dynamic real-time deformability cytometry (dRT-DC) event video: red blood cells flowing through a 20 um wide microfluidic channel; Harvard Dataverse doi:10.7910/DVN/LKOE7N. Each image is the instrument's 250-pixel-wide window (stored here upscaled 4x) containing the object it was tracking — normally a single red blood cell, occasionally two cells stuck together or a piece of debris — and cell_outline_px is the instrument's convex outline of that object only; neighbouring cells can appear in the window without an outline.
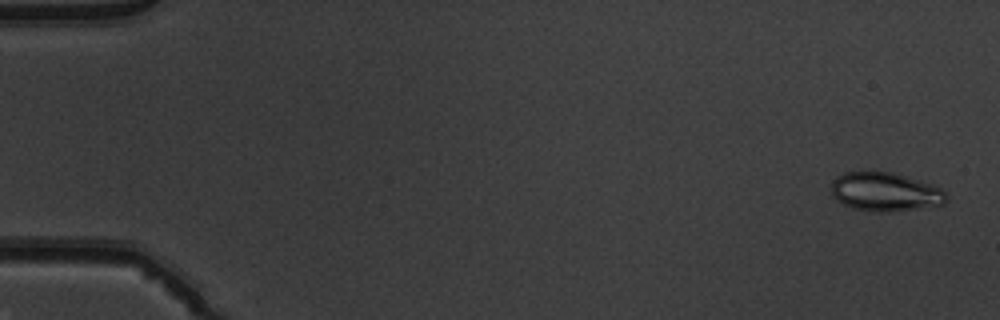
{"species": "common noctule bat (a hibernating species)", "species_latin": "Nyctalus noctula", "temperature_condition": "warm", "stored_images_in_passage": 51, "camera_frame_rate_fps": 3000, "um_per_image_px": 0.085, "animal": {"sex": "male", "body_mass_g": 19.5, "forearm_length_mm": 54.6}, "frame": {"image": 1, "passage_image": 2, "time_ms": 0.333, "image_size_px": [1000, 320], "cell_outline_px": [[948, 200], [944, 204], [892, 212], [872, 212], [852, 208], [836, 200], [832, 196], [832, 180], [836, 176], [844, 172], [892, 172], [908, 176], [932, 184], [940, 188], [948, 196]], "centroid_in_image_um": [75.24, 16.31], "position_along_channel_um": 9.8, "area_um2": 26.24}}
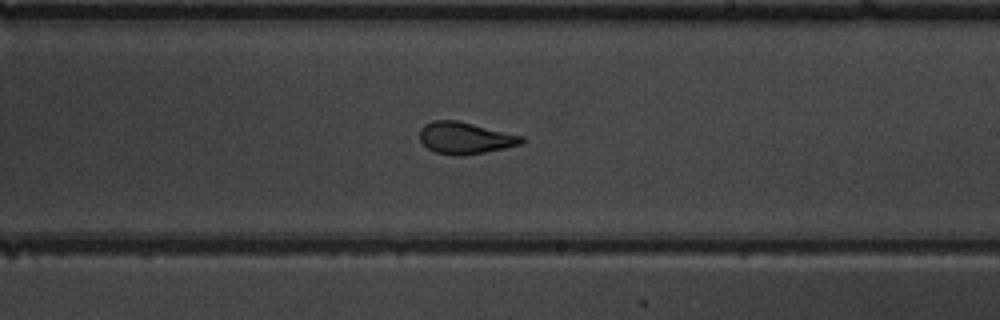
{"frame": {"image": 2, "passage_image": 31, "time_ms": 10.0, "image_size_px": [1000, 320], "cell_outline_px": [[524, 140], [520, 144], [504, 148], [484, 152], [456, 156], [436, 152], [428, 148], [420, 140], [420, 128], [424, 124], [432, 120], [456, 120], [524, 136]], "centroid_in_image_um": [39.51, 11.72], "position_along_channel_um": 249.5, "area_um2": 18.67}}
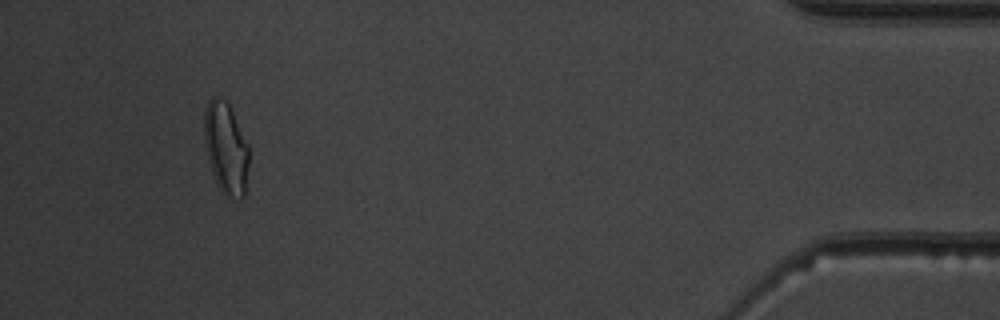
{"frame": {"image": 3, "passage_image": 48, "time_ms": 15.667, "image_size_px": [1000, 320], "cell_outline_px": [[248, 164], [244, 196], [240, 200], [224, 196], [216, 184], [212, 172], [208, 156], [204, 136], [204, 112], [208, 100], [212, 96], [216, 96], [224, 100], [228, 104], [248, 144]], "centroid_in_image_um": [19.19, 12.62], "position_along_channel_um": 416.0, "area_um2": 23.7}, "authors_computed_cell_mechanics": {"area_um2": 20.2878, "velocity_mm_per_s": 4.0353, "shape_relaxation_time_tau1_ms": 9.6672, "shape_relaxation_time_tau2_ms": 1.0936, "deformation_change_tau1": 0.2375, "deformation_change_tau2": 0.0909}}